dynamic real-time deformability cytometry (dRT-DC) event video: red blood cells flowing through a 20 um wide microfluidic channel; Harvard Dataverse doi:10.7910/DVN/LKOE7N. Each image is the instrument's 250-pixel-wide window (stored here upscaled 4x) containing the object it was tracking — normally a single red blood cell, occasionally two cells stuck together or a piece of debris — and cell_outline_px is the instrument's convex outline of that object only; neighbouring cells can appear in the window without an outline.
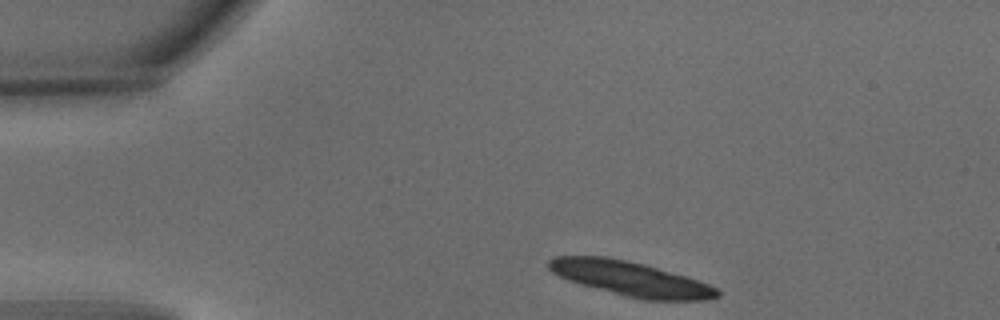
{"species": "common noctule bat (a hibernating species)", "species_latin": "Nyctalus noctula", "temperature_condition": "warm", "stored_images_in_passage": 2, "camera_frame_rate_fps": 3000, "um_per_image_px": 0.085, "animal": {"sex": "male", "body_mass_g": 15.6}, "frame": {"image": 1, "passage_image": 1, "time_ms": 0.0, "image_size_px": [1000, 320], "cell_outline_px": [[720, 296], [708, 300], [644, 300], [624, 296], [580, 284], [568, 280], [552, 272], [548, 268], [548, 260], [552, 256], [604, 256], [644, 264], [684, 276], [708, 284], [716, 288], [720, 292]], "centroid_in_image_um": [53.57, 23.69], "position_along_channel_um": 31.4, "area_um2": 33.7}}